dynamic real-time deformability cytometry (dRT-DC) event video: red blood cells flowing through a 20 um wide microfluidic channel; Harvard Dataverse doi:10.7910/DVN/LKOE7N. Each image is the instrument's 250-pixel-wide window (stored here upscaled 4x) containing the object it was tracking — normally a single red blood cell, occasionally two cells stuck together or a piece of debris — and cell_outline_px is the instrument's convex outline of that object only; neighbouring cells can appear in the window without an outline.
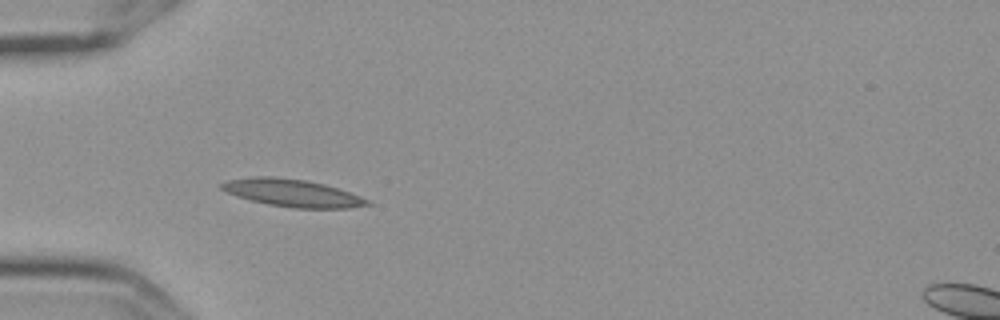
{"species": "Egyptian fruit bat (a non-hibernating species)", "species_latin": "Rousettus aegyptiacus", "temperature_condition": "cold", "stored_images_in_passage": 5, "camera_frame_rate_fps": 3000, "um_per_image_px": 0.085, "frame": {"image": 1, "passage_image": 4, "time_ms": 1.0, "image_size_px": [1000, 320], "cell_outline_px": [[372, 204], [348, 208], [296, 208], [268, 204], [236, 196], [220, 188], [220, 184], [228, 180], [252, 176], [272, 176], [304, 180], [324, 184], [372, 200]], "centroid_in_image_um": [24.86, 16.4], "position_along_channel_um": 60.1, "area_um2": 23.12}}
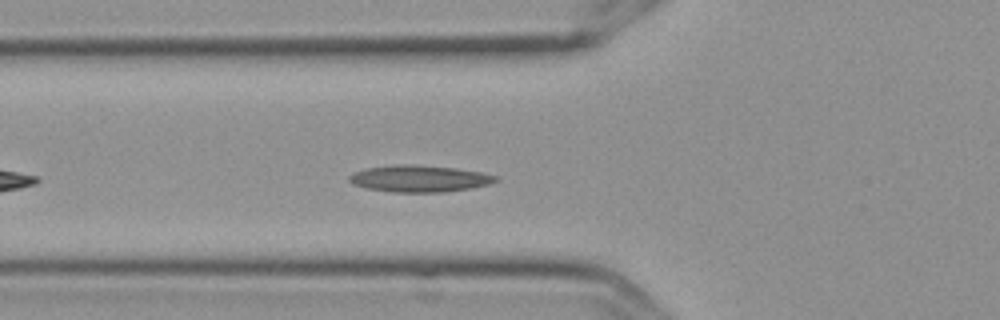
{"frame": {"image": 2, "passage_image": 5, "time_ms": 1.333, "image_size_px": [1000, 320], "cell_outline_px": [[500, 180], [488, 184], [472, 188], [444, 192], [392, 192], [368, 188], [352, 184], [348, 180], [348, 176], [352, 172], [364, 168], [392, 164], [412, 164], [456, 168], [480, 172], [496, 176]], "centroid_in_image_um": [35.6, 15.17], "position_along_channel_um": 90.2, "area_um2": 23.0}}